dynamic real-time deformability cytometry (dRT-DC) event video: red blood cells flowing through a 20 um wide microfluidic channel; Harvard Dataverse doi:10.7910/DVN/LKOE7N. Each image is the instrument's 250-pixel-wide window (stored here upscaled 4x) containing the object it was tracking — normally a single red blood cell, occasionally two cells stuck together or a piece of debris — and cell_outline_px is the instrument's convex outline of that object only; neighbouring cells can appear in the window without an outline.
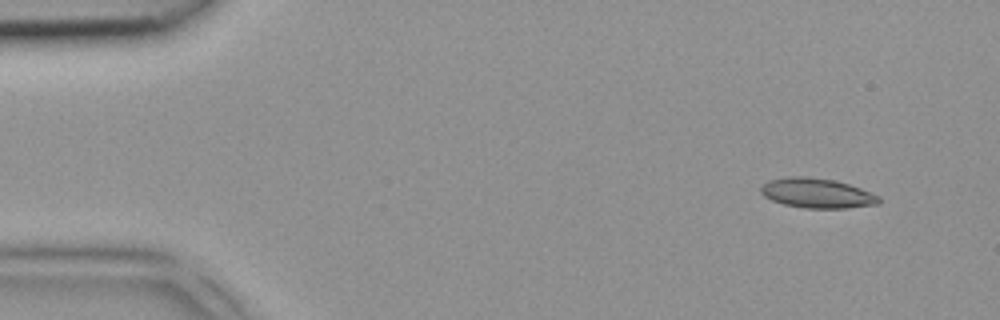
{"species": "common noctule bat (a hibernating species)", "species_latin": "Nyctalus noctula", "temperature_condition": "room temperature", "stored_images_in_passage": 4, "segment_of_instrument_passage": [1, 2], "camera_frame_rate_fps": 3000, "um_per_image_px": 0.085, "animal": {"sex": "female", "body_mass_g": 18.4}, "frame": {"image": 1, "passage_image": 1, "time_ms": 0.0, "image_size_px": [1000, 320], "cell_outline_px": [[880, 204], [848, 208], [804, 208], [784, 204], [772, 200], [764, 196], [760, 192], [760, 188], [768, 180], [788, 176], [804, 176], [832, 180], [848, 184], [860, 188], [880, 196]], "centroid_in_image_um": [69.44, 16.42], "position_along_channel_um": 15.6, "area_um2": 20.46}}